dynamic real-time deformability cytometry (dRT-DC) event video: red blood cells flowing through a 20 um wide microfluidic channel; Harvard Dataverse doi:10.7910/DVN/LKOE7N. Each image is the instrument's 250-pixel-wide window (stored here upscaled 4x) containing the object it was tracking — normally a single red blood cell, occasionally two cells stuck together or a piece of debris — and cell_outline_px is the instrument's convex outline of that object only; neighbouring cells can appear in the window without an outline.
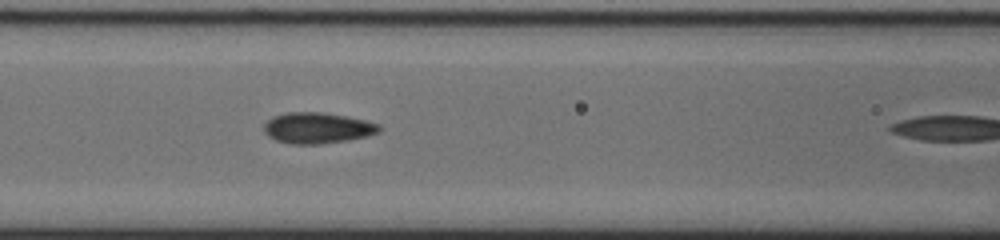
{"species": "common noctule bat (a hibernating species)", "species_latin": "Nyctalus noctula", "temperature_condition": "cold", "stored_images_in_passage": 16, "camera_frame_rate_fps": 3000, "um_per_image_px": 0.085, "animal": {"sex": "male", "body_mass_g": 20.0, "forearm_length_mm": 53.3}, "frame": {"image": 1, "passage_image": 12, "time_ms": 3.667, "image_size_px": [1000, 240], "cell_outline_px": [[384, 128], [380, 132], [368, 136], [320, 144], [292, 144], [276, 140], [268, 136], [264, 132], [264, 124], [272, 116], [284, 112], [324, 112], [368, 120], [380, 124]], "centroid_in_image_um": [27.01, 10.86], "position_along_channel_um": 139.6, "area_um2": 21.04}}